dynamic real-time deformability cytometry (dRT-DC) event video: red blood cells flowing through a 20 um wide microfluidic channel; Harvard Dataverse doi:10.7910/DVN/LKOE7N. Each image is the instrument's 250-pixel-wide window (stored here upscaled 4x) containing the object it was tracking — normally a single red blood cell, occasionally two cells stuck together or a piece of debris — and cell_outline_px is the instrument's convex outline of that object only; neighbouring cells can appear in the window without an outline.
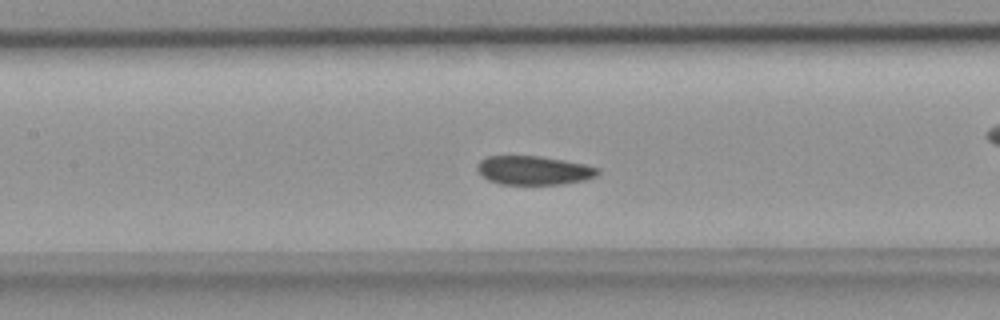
{"species": "common noctule bat (a hibernating species)", "species_latin": "Nyctalus noctula", "temperature_condition": "room temperature", "stored_images_in_passage": 49, "camera_frame_rate_fps": 3000, "um_per_image_px": 0.085, "animal": {"sex": "female", "body_mass_g": 18.4}, "frame": {"image": 1, "passage_image": 22, "time_ms": 7.0, "image_size_px": [1000, 320], "cell_outline_px": [[600, 172], [596, 176], [584, 180], [564, 184], [500, 184], [488, 180], [476, 168], [476, 164], [480, 160], [488, 156], [540, 156], [564, 160], [584, 164], [600, 168]], "centroid_in_image_um": [45.38, 14.48], "position_along_channel_um": 162.0, "area_um2": 20.29}}
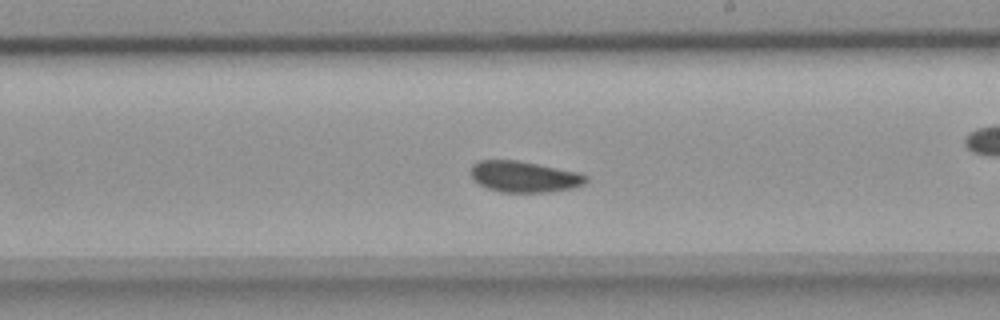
{"frame": {"image": 2, "passage_image": 28, "time_ms": 9.0, "image_size_px": [1000, 320], "cell_outline_px": [[588, 180], [584, 184], [572, 188], [548, 192], [500, 192], [488, 188], [472, 180], [472, 164], [480, 160], [516, 160], [580, 172], [588, 176]], "centroid_in_image_um": [44.58, 15.02], "position_along_channel_um": 244.4, "area_um2": 20.87}}